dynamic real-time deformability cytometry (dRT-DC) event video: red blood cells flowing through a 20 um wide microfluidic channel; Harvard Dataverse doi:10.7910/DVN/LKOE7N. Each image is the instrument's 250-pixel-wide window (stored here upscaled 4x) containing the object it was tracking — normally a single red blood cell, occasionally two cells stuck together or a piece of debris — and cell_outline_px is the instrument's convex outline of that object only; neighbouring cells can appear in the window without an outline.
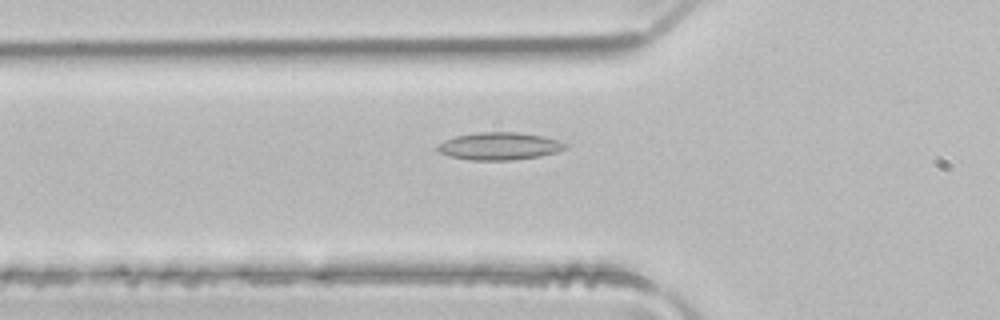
{"species": "common noctule bat (a hibernating species)", "species_latin": "Nyctalus noctula", "temperature_condition": "room temperature", "stored_images_in_passage": 37, "camera_frame_rate_fps": 3000, "um_per_image_px": 0.085, "animal": {"sex": "male", "body_mass_g": 21.5, "forearm_length_mm": 52.0}, "frame": {"image": 1, "passage_image": 9, "time_ms": 2.667, "image_size_px": [1000, 320], "cell_outline_px": [[568, 148], [556, 152], [540, 156], [512, 160], [468, 160], [448, 156], [440, 152], [436, 148], [436, 144], [444, 140], [456, 136], [480, 132], [516, 132], [540, 136], [556, 140], [568, 144]], "centroid_in_image_um": [42.41, 12.43], "position_along_channel_um": 83.4, "area_um2": 20.46}}
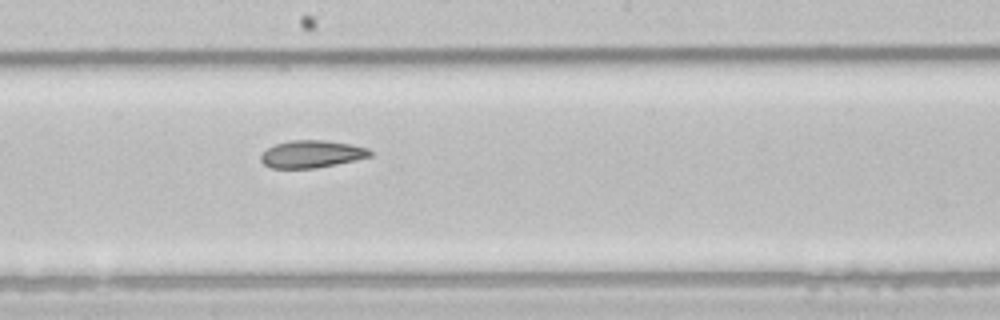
{"frame": {"image": 2, "passage_image": 19, "time_ms": 6.0, "image_size_px": [1000, 320], "cell_outline_px": [[372, 156], [336, 164], [316, 168], [272, 168], [264, 164], [260, 160], [260, 156], [268, 148], [276, 144], [288, 140], [328, 140], [368, 148], [372, 152]], "centroid_in_image_um": [26.49, 13.09], "position_along_channel_um": 221.7, "area_um2": 17.34}}
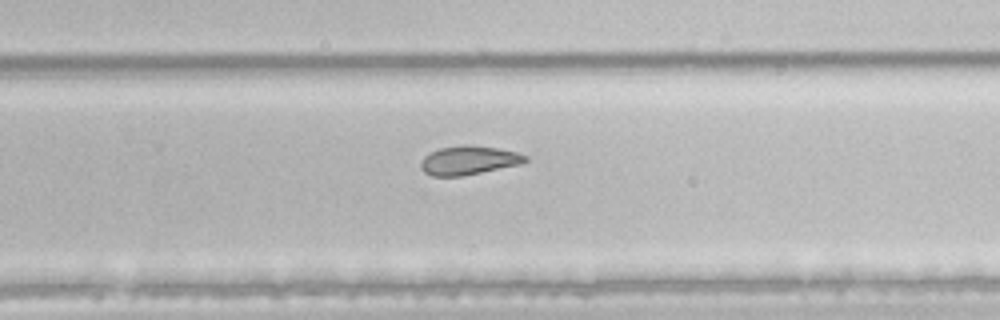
{"frame": {"image": 3, "passage_image": 24, "time_ms": 7.667, "image_size_px": [1000, 320], "cell_outline_px": [[528, 160], [520, 164], [460, 176], [432, 176], [424, 172], [420, 168], [420, 160], [424, 156], [440, 148], [464, 144], [496, 148], [516, 152], [528, 156]], "centroid_in_image_um": [39.8, 13.62], "position_along_channel_um": 290.0, "area_um2": 17.4}}